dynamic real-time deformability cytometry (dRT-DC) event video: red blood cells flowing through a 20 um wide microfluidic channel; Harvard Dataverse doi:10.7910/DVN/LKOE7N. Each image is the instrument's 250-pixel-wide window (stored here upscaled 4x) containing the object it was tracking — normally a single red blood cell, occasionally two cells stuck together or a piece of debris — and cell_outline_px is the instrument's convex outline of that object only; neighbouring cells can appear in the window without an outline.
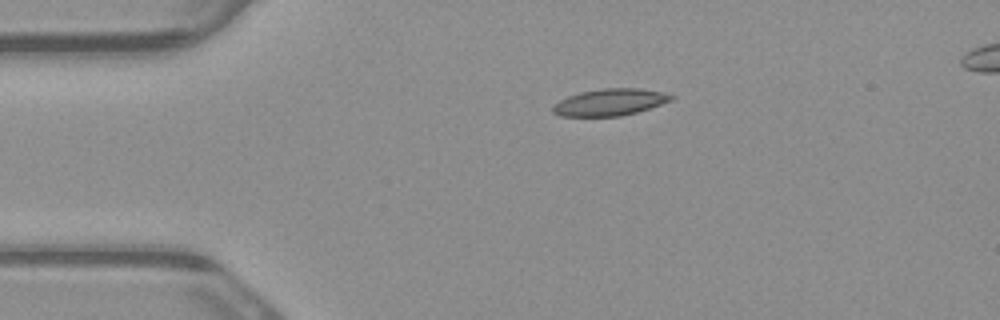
{"species": "common noctule bat (a hibernating species)", "species_latin": "Nyctalus noctula", "temperature_condition": "warm", "stored_images_in_passage": 3, "camera_frame_rate_fps": 3000, "um_per_image_px": 0.085, "animal": {"sex": "male", "body_mass_g": 23.1, "forearm_length_mm": 52.7}, "frame": {"image": 1, "passage_image": 1, "time_ms": 0.0, "image_size_px": [1000, 320], "cell_outline_px": [[676, 96], [672, 100], [636, 112], [620, 116], [560, 116], [552, 112], [552, 108], [560, 100], [568, 96], [580, 92], [600, 88], [640, 88], [664, 92]], "centroid_in_image_um": [51.85, 8.68], "position_along_channel_um": 33.1, "area_um2": 18.44}}